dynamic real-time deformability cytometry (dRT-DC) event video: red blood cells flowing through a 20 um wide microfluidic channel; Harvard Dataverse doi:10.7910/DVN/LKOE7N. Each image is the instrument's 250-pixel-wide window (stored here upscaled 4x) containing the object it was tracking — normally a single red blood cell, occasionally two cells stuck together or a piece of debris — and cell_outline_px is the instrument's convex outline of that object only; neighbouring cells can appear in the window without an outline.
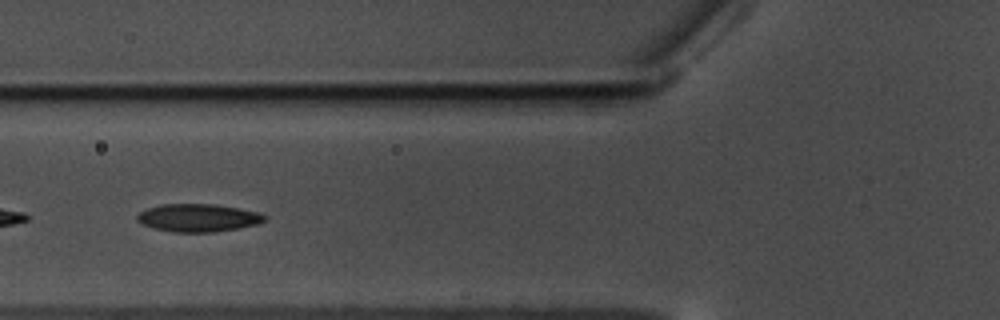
{"species": "common noctule bat (a hibernating species)", "species_latin": "Nyctalus noctula", "temperature_condition": "warm", "stored_images_in_passage": 25, "camera_frame_rate_fps": 3000, "um_per_image_px": 0.085, "animal": {"sex": "male", "body_mass_g": 17.5, "forearm_length_mm": 52.3}, "frame": {"image": 1, "passage_image": 8, "time_ms": 2.333, "image_size_px": [1000, 320], "cell_outline_px": [[268, 216], [264, 220], [256, 224], [236, 228], [212, 232], [172, 232], [152, 228], [136, 220], [136, 216], [140, 212], [148, 208], [164, 204], [212, 204], [240, 208], [260, 212]], "centroid_in_image_um": [16.84, 18.51], "position_along_channel_um": 109.0, "area_um2": 20.58}}
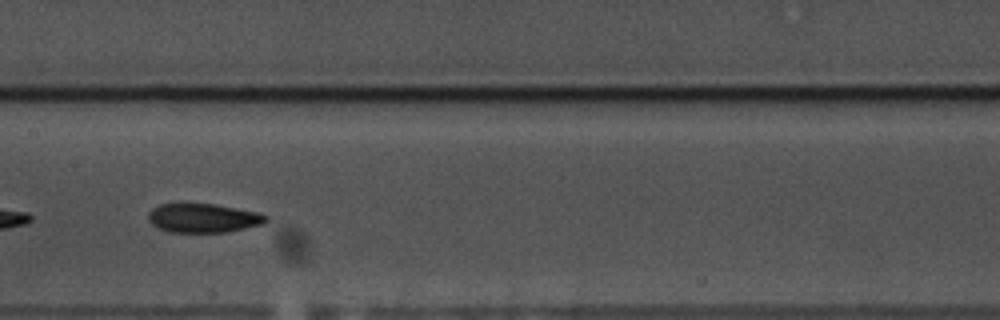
{"frame": {"image": 2, "passage_image": 15, "time_ms": 4.667, "image_size_px": [1000, 320], "cell_outline_px": [[268, 220], [264, 224], [228, 232], [168, 232], [156, 228], [148, 220], [148, 212], [152, 208], [160, 204], [212, 204], [236, 208], [256, 212], [268, 216]], "centroid_in_image_um": [17.25, 18.55], "position_along_channel_um": 190.1, "area_um2": 19.94}}
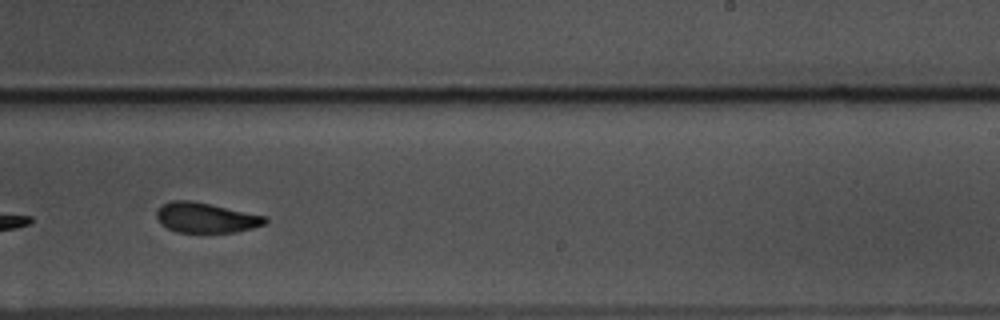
{"frame": {"image": 3, "passage_image": 22, "time_ms": 7.0, "image_size_px": [1000, 320], "cell_outline_px": [[268, 220], [264, 224], [252, 228], [236, 232], [176, 232], [160, 224], [156, 220], [156, 212], [164, 204], [172, 200], [188, 200], [268, 216]], "centroid_in_image_um": [17.49, 18.51], "position_along_channel_um": 271.5, "area_um2": 18.9}}